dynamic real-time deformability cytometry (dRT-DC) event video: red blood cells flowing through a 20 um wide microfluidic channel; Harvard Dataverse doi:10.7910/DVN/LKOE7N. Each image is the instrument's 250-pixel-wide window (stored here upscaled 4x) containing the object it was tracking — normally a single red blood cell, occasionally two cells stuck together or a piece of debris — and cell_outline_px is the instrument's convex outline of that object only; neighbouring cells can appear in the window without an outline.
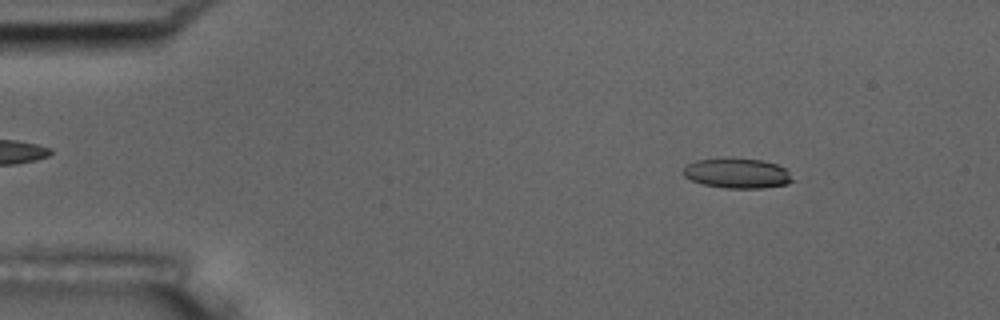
{"species": "common noctule bat (a hibernating species)", "species_latin": "Nyctalus noctula", "temperature_condition": "room temperature", "stored_images_in_passage": 54, "camera_frame_rate_fps": 3000, "um_per_image_px": 0.085, "animal": {"sex": "male", "body_mass_g": 17.5, "forearm_length_mm": 52.3}, "frame": {"image": 1, "passage_image": 7, "time_ms": 2.0, "image_size_px": [1000, 320], "cell_outline_px": [[796, 180], [788, 184], [764, 188], [724, 188], [704, 184], [692, 180], [684, 176], [680, 172], [688, 164], [696, 160], [732, 156], [764, 160], [776, 164], [784, 168]], "centroid_in_image_um": [62.67, 14.7], "position_along_channel_um": 22.3, "area_um2": 19.65}}
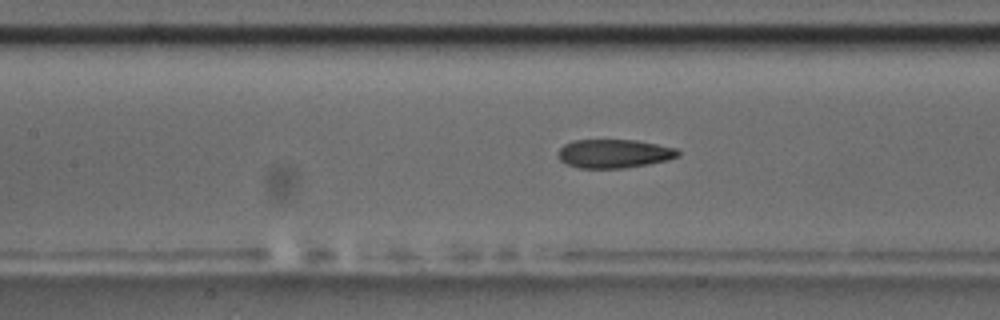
{"frame": {"image": 2, "passage_image": 24, "time_ms": 7.667, "image_size_px": [1000, 320], "cell_outline_px": [[680, 156], [668, 160], [648, 164], [624, 168], [580, 168], [568, 164], [560, 160], [556, 156], [556, 152], [564, 144], [572, 140], [636, 140], [676, 148], [680, 152]], "centroid_in_image_um": [52.18, 13.05], "position_along_channel_um": 155.2, "area_um2": 20.17}}
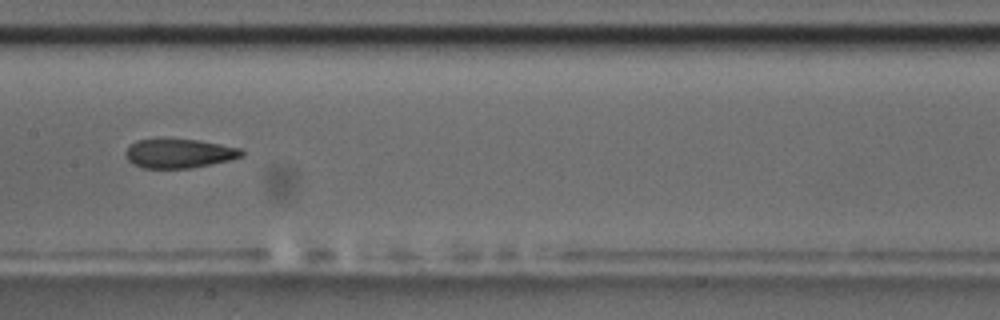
{"frame": {"image": 3, "passage_image": 27, "time_ms": 8.667, "image_size_px": [1000, 320], "cell_outline_px": [[244, 156], [232, 160], [192, 168], [144, 168], [132, 164], [128, 160], [124, 152], [136, 140], [200, 140], [240, 148], [244, 152]], "centroid_in_image_um": [15.27, 13.06], "position_along_channel_um": 192.1, "area_um2": 19.59}, "authors_computed_cell_mechanics": {"area_um2": 20.4901, "velocity_mm_per_s": 3.7325, "shape_relaxation_time_tau1_ms": null, "shape_relaxation_time_tau2_ms": 3.1115, "deformation_change_tau1": null, "deformation_change_tau2": 0.0995}}